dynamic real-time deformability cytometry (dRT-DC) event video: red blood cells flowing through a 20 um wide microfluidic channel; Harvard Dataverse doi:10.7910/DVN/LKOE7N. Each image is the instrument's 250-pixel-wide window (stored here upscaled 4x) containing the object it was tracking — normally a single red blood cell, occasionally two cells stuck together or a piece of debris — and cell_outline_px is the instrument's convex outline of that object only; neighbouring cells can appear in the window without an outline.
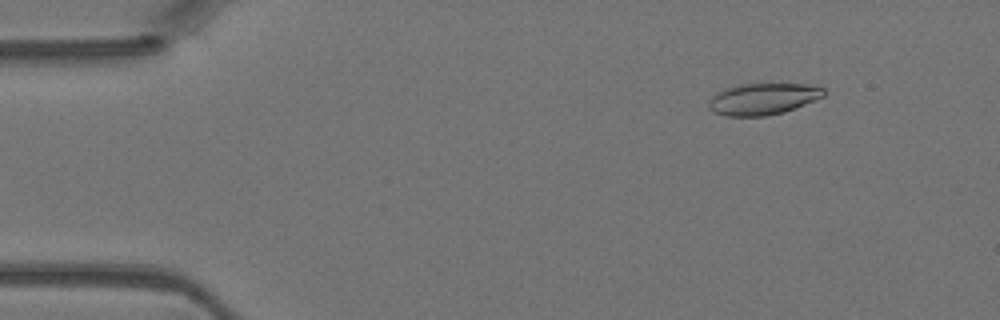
{"species": "Egyptian fruit bat (a non-hibernating species)", "species_latin": "Rousettus aegyptiacus", "temperature_condition": "warm", "stored_images_in_passage": 27, "camera_frame_rate_fps": 3000, "um_per_image_px": 0.085, "animal": {"sex": "female"}, "frame": {"image": 1, "passage_image": 4, "time_ms": 1.0, "image_size_px": [1000, 320], "cell_outline_px": [[828, 92], [824, 96], [816, 100], [784, 112], [768, 116], [728, 116], [716, 112], [708, 108], [708, 104], [712, 96], [724, 88], [740, 84], [820, 84]], "centroid_in_image_um": [64.93, 8.39], "position_along_channel_um": 20.1, "area_um2": 21.39}}
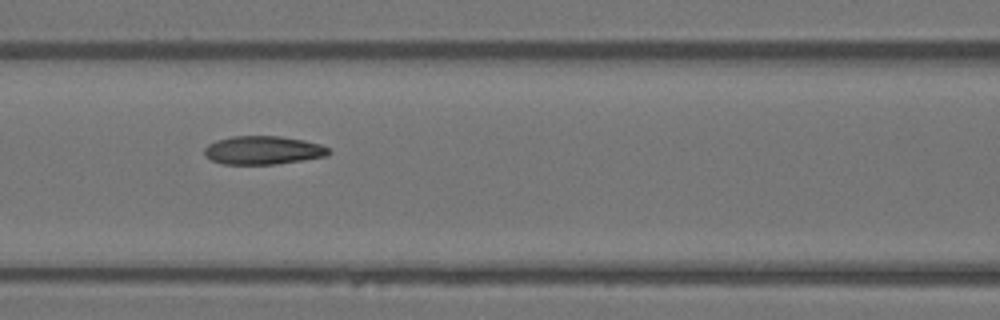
{"frame": {"image": 2, "passage_image": 18, "time_ms": 5.667, "image_size_px": [1000, 320], "cell_outline_px": [[332, 152], [328, 156], [276, 164], [220, 164], [204, 156], [204, 148], [208, 144], [216, 140], [232, 136], [280, 136], [304, 140], [320, 144], [328, 148]], "centroid_in_image_um": [22.35, 12.77], "position_along_channel_um": 144.3, "area_um2": 20.75}}
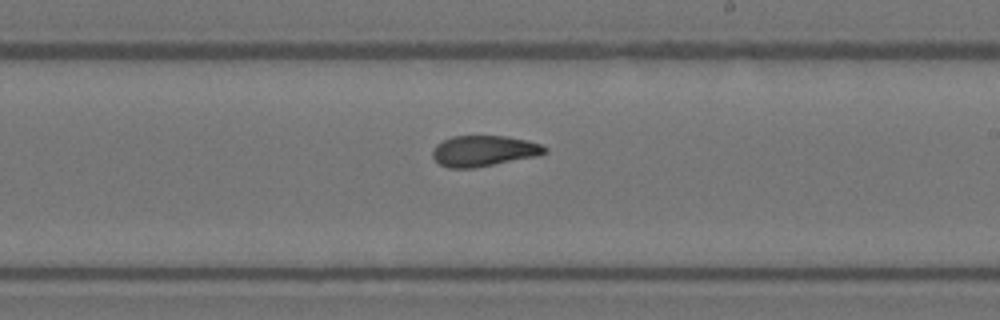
{"frame": {"image": 3, "passage_image": 25, "time_ms": 8.0, "image_size_px": [1000, 320], "cell_outline_px": [[548, 152], [540, 156], [472, 168], [448, 168], [440, 164], [432, 156], [432, 148], [436, 144], [452, 136], [508, 136], [528, 140], [540, 144], [548, 148]], "centroid_in_image_um": [41.15, 12.82], "position_along_channel_um": 247.8, "area_um2": 20.35}}